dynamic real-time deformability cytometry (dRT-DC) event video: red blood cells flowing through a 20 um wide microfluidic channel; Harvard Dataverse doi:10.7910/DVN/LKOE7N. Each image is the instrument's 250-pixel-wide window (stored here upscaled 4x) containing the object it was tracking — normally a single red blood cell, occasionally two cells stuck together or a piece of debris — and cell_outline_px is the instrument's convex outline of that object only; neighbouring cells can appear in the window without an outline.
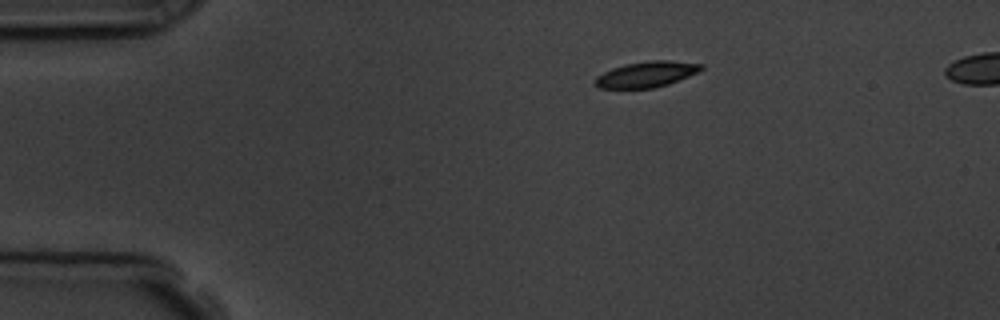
{"species": "common noctule bat (a hibernating species)", "species_latin": "Nyctalus noctula", "temperature_condition": "room temperature", "stored_images_in_passage": 3, "camera_frame_rate_fps": 3000, "um_per_image_px": 0.085, "animal": {"sex": "male", "body_mass_g": 19.5, "forearm_length_mm": 54.6}, "frame": {"image": 1, "passage_image": 3, "time_ms": 2.333, "image_size_px": [1000, 320], "cell_outline_px": [[704, 68], [688, 76], [668, 84], [652, 88], [600, 88], [596, 84], [596, 76], [612, 68], [624, 64], [652, 60], [668, 60], [704, 64]], "centroid_in_image_um": [54.96, 6.3], "position_along_channel_um": 30.0, "area_um2": 15.72}}